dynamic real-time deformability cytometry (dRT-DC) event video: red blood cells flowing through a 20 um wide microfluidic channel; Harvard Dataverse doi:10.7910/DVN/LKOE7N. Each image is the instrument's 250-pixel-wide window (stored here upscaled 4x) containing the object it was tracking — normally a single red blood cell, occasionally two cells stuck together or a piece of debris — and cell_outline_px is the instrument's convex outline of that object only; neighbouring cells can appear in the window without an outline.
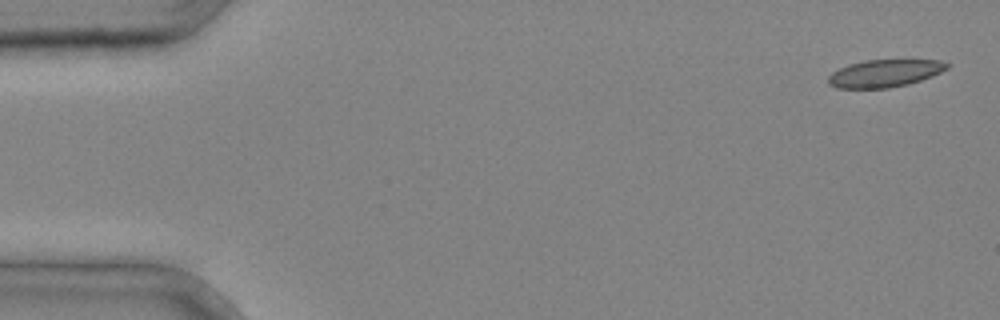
{"species": "common noctule bat (a hibernating species)", "species_latin": "Nyctalus noctula", "temperature_condition": "cold", "stored_images_in_passage": 3, "camera_frame_rate_fps": 3000, "um_per_image_px": 0.085, "animal": {"sex": "male", "body_mass_g": 20.4}, "frame": {"image": 1, "passage_image": 1, "time_ms": 0.0, "image_size_px": [1000, 320], "cell_outline_px": [[952, 64], [948, 68], [932, 76], [908, 84], [888, 88], [836, 88], [828, 84], [828, 76], [832, 72], [848, 64], [864, 60], [940, 60]], "centroid_in_image_um": [75.19, 6.23], "position_along_channel_um": 9.8, "area_um2": 19.07}}